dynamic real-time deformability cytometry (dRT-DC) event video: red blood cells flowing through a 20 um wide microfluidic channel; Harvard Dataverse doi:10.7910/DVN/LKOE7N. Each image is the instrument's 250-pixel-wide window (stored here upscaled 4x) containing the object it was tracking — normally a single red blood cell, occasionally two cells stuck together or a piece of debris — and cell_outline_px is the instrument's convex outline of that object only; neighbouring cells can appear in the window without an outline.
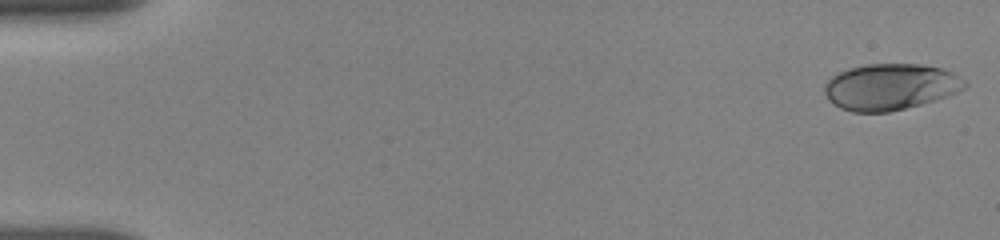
{"species": "human", "species_latin": "Homo sapiens", "temperature_condition": "room temperature", "stored_images_in_passage": 52, "camera_frame_rate_fps": 3000, "um_per_image_px": 0.085, "donor": {"sex": "female"}, "frame": {"image": 1, "passage_image": 1, "time_ms": 0.0, "image_size_px": [1000, 240], "cell_outline_px": [[968, 84], [964, 88], [948, 96], [936, 100], [888, 112], [852, 112], [840, 108], [828, 100], [824, 92], [824, 84], [832, 76], [848, 68], [868, 64], [920, 64], [944, 68], [952, 72], [964, 80]], "centroid_in_image_um": [75.67, 7.38], "position_along_channel_um": 9.3, "area_um2": 37.86}}
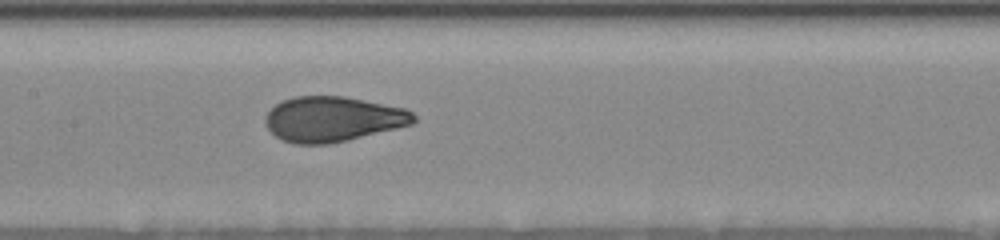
{"frame": {"image": 2, "passage_image": 27, "time_ms": 8.333, "image_size_px": [1000, 240], "cell_outline_px": [[416, 120], [412, 124], [328, 144], [296, 144], [284, 140], [276, 136], [268, 128], [264, 120], [268, 112], [280, 100], [296, 96], [344, 96], [408, 108], [416, 116]], "centroid_in_image_um": [28.3, 10.1], "position_along_channel_um": 179.1, "area_um2": 38.84}}
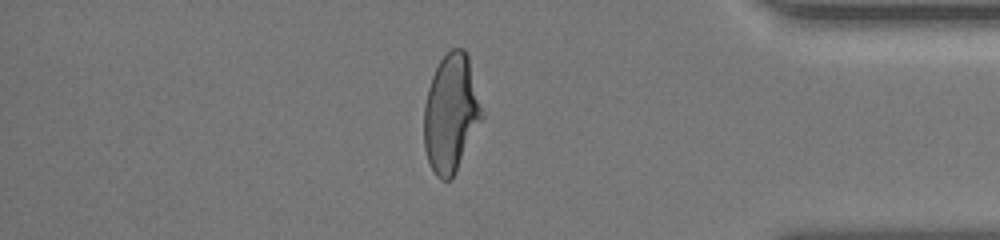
{"frame": {"image": 3, "passage_image": 46, "time_ms": 14.667, "image_size_px": [1000, 240], "cell_outline_px": [[484, 116], [452, 180], [440, 180], [436, 176], [428, 160], [424, 148], [424, 104], [428, 88], [432, 76], [440, 60], [452, 48], [464, 48], [468, 56]], "centroid_in_image_um": [38.33, 9.66], "position_along_channel_um": 396.9, "area_um2": 39.77}, "authors_computed_cell_mechanics": {"area_um2": 38.8705, "velocity_mm_per_s": 3.8232, "shape_relaxation_time_tau1_ms": 4.6675, "shape_relaxation_time_tau2_ms": 0.771, "deformation_change_tau1": 0.1822, "deformation_change_tau2": 0.0704}}